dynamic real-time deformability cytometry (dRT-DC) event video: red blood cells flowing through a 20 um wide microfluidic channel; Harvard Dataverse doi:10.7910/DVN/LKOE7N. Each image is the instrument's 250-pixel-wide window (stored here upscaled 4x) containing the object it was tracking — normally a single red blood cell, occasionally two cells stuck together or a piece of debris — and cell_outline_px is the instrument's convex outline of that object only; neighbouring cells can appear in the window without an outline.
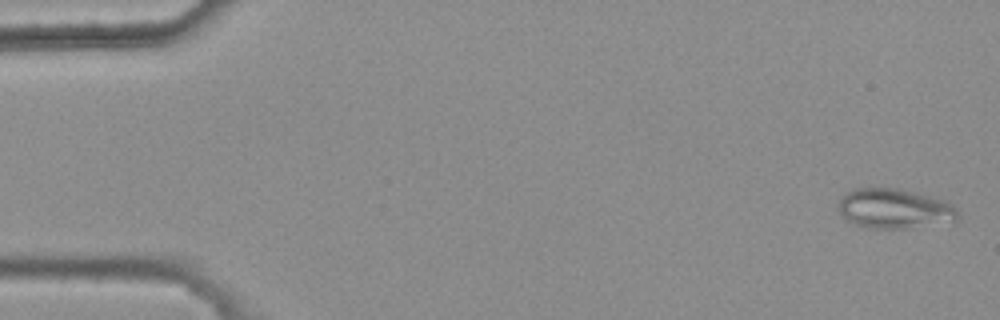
{"species": "common noctule bat (a hibernating species)", "species_latin": "Nyctalus noctula", "temperature_condition": "warm", "stored_images_in_passage": 5, "camera_frame_rate_fps": 3000, "um_per_image_px": 0.085, "animal": {"sex": "female", "body_mass_g": 25.1}, "frame": {"image": 1, "passage_image": 1, "time_ms": 0.0, "image_size_px": [1000, 320], "cell_outline_px": [[960, 220], [912, 228], [864, 228], [844, 220], [840, 212], [840, 196], [856, 188], [896, 188], [944, 200], [956, 208], [960, 216]], "centroid_in_image_um": [76.02, 17.75], "position_along_channel_um": 9.0, "area_um2": 27.74}}